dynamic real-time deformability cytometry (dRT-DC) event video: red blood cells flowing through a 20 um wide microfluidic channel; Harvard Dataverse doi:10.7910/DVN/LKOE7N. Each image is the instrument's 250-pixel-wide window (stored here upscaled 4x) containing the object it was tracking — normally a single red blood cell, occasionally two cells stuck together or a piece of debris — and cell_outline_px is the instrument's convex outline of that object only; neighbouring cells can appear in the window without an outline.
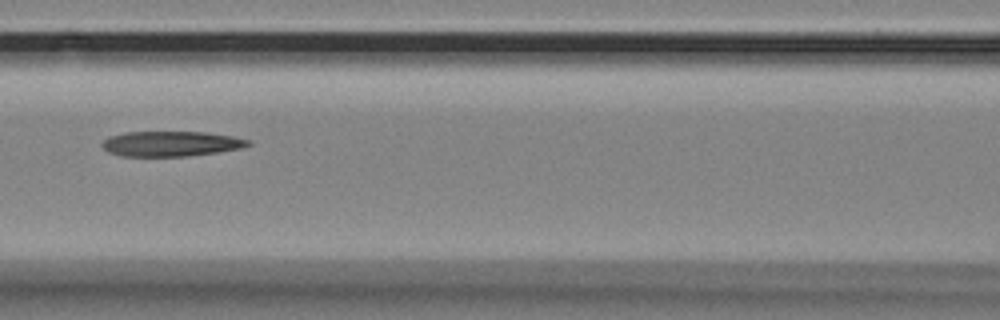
{"species": "Egyptian fruit bat (a non-hibernating species)", "species_latin": "Rousettus aegyptiacus", "temperature_condition": "room temperature", "stored_images_in_passage": 11, "camera_frame_rate_fps": 3000, "um_per_image_px": 0.085, "animal": {"sex": "female"}, "frame": {"image": 1, "passage_image": 7, "time_ms": 2.0, "image_size_px": [1000, 320], "cell_outline_px": [[252, 144], [240, 148], [216, 152], [188, 156], [120, 156], [108, 152], [100, 144], [108, 136], [124, 132], [204, 132], [232, 136], [252, 140]], "centroid_in_image_um": [14.51, 12.21], "position_along_channel_um": 152.1, "area_um2": 21.44}}
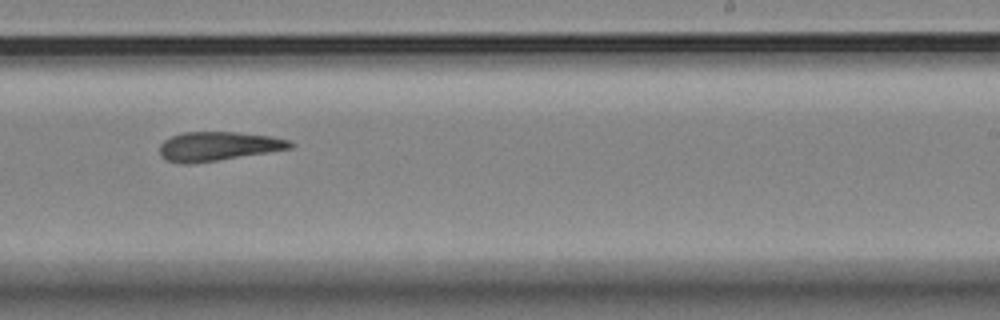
{"frame": {"image": 2, "passage_image": 10, "time_ms": 3.0, "image_size_px": [1000, 320], "cell_outline_px": [[296, 144], [292, 148], [268, 152], [216, 160], [188, 164], [180, 164], [168, 160], [160, 156], [160, 144], [164, 140], [172, 136], [184, 132], [236, 132], [268, 136], [288, 140]], "centroid_in_image_um": [18.52, 12.43], "position_along_channel_um": 270.5, "area_um2": 21.85}}
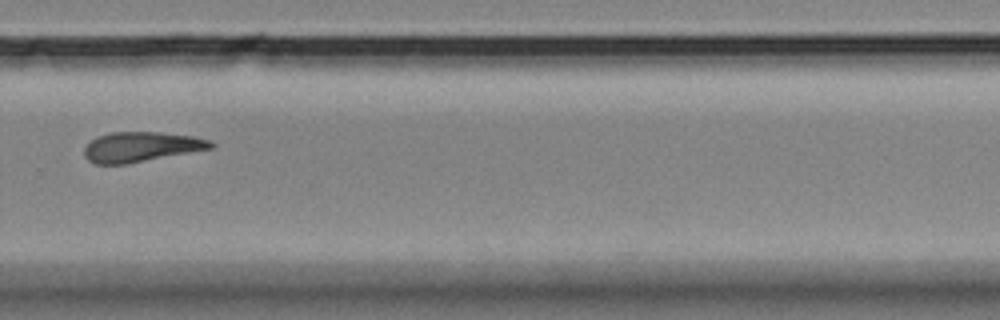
{"frame": {"image": 3, "passage_image": 11, "time_ms": 3.333, "image_size_px": [1000, 320], "cell_outline_px": [[216, 148], [128, 164], [92, 164], [84, 156], [84, 148], [96, 136], [112, 132], [160, 132], [192, 136], [212, 140], [216, 144]], "centroid_in_image_um": [12.04, 12.49], "position_along_channel_um": 317.8, "area_um2": 22.48}}